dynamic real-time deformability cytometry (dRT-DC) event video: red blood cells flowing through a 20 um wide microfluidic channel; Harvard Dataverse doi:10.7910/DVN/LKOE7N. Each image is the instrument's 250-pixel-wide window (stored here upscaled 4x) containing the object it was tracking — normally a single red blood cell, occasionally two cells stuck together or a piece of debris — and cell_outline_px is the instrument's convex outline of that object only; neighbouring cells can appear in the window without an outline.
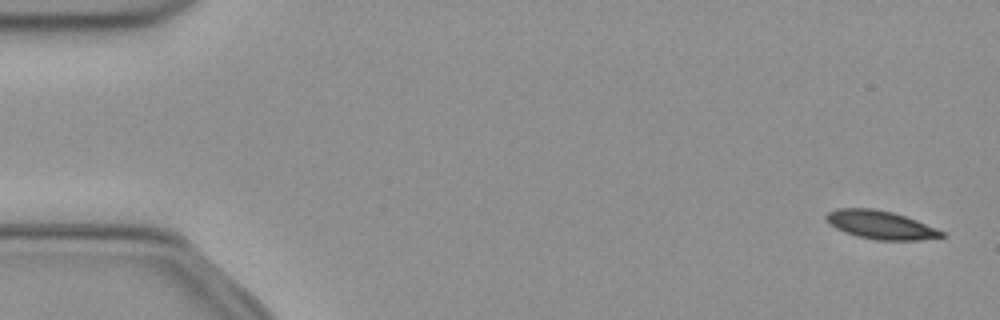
{"species": "common noctule bat (a hibernating species)", "species_latin": "Nyctalus noctula", "temperature_condition": "cold", "stored_images_in_passage": 52, "camera_frame_rate_fps": 3000, "um_per_image_px": 0.085, "animal": {"sex": "female", "body_mass_g": 21.9}, "frame": {"image": 1, "passage_image": 2, "time_ms": 0.333, "image_size_px": [1000, 320], "cell_outline_px": [[944, 236], [920, 240], [876, 240], [856, 236], [844, 232], [828, 224], [824, 220], [824, 216], [828, 212], [836, 208], [872, 208], [892, 212], [916, 220], [944, 232]], "centroid_in_image_um": [74.77, 19.11], "position_along_channel_um": 10.2, "area_um2": 19.07}}
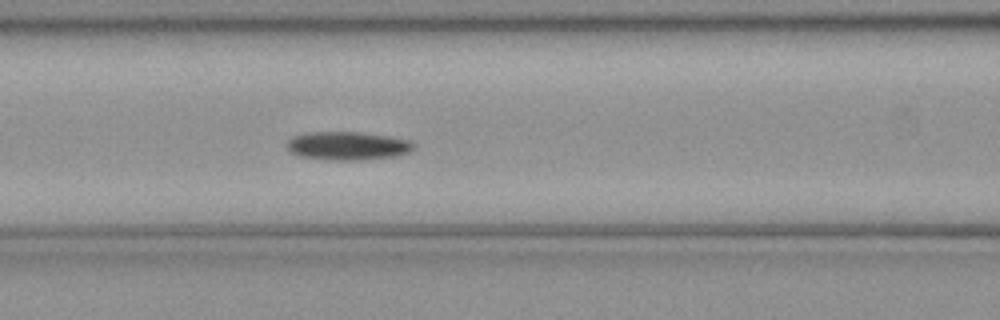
{"frame": {"image": 2, "passage_image": 22, "time_ms": 7.0, "image_size_px": [1000, 320], "cell_outline_px": [[416, 148], [408, 152], [396, 156], [360, 160], [336, 160], [300, 156], [292, 152], [288, 148], [288, 140], [292, 136], [304, 132], [360, 132], [388, 136], [412, 140], [416, 144]], "centroid_in_image_um": [29.6, 12.38], "position_along_channel_um": 137.0, "area_um2": 21.04}}
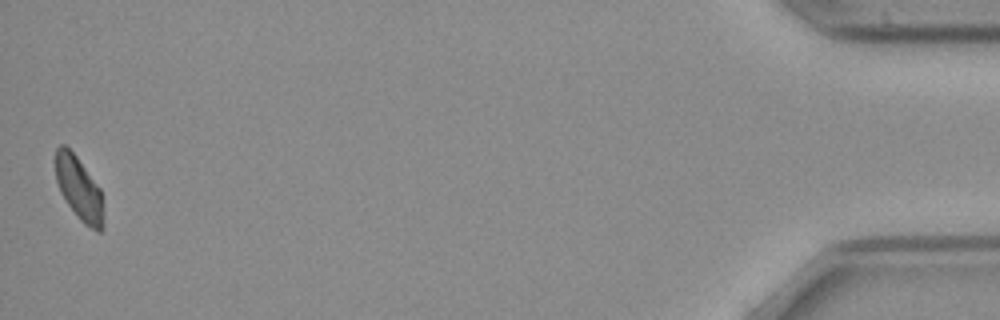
{"frame": {"image": 3, "passage_image": 52, "time_ms": 17.0, "image_size_px": [1000, 320], "cell_outline_px": [[104, 228], [100, 232], [96, 232], [84, 224], [80, 220], [68, 204], [60, 192], [56, 180], [52, 160], [56, 148], [60, 144], [64, 144], [76, 156], [100, 188], [104, 220]], "centroid_in_image_um": [6.68, 16.01], "position_along_channel_um": 428.5, "area_um2": 18.09}, "authors_computed_cell_mechanics": {"area_um2": 19.652, "velocity_mm_per_s": 3.8996, "shape_relaxation_time_tau1_ms": 3.634, "shape_relaxation_time_tau2_ms": null, "deformation_change_tau1": 0.0987, "deformation_change_tau2": null}}